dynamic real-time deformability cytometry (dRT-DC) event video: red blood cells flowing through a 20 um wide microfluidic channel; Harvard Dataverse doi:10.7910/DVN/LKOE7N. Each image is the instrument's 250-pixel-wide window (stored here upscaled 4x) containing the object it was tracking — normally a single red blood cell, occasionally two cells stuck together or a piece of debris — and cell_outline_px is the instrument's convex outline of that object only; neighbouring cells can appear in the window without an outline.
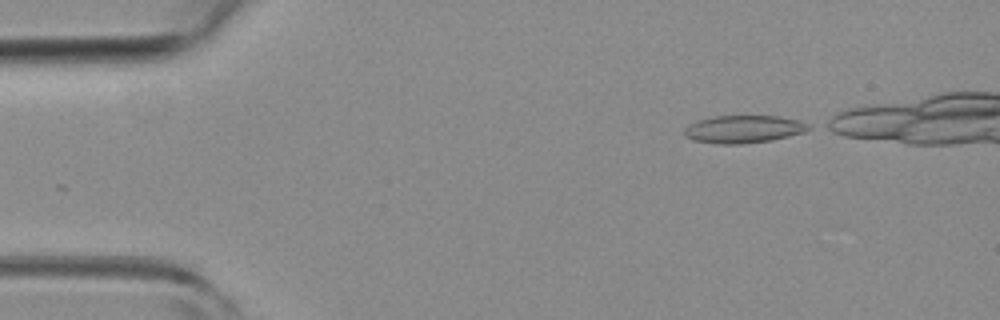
{"species": "common noctule bat (a hibernating species)", "species_latin": "Nyctalus noctula", "temperature_condition": "room temperature", "stored_images_in_passage": 20, "camera_frame_rate_fps": 3000, "um_per_image_px": 0.085, "animal": {"sex": "female", "body_mass_g": 19.3, "forearm_length_mm": 54.1}, "frame": {"image": 1, "passage_image": 1, "time_ms": 0.0, "image_size_px": [1000, 320], "cell_outline_px": [[812, 128], [804, 132], [772, 140], [740, 144], [716, 144], [692, 140], [684, 136], [684, 128], [688, 124], [696, 120], [712, 116], [780, 116], [800, 120], [808, 124]], "centroid_in_image_um": [63.17, 10.97], "position_along_channel_um": 21.8, "area_um2": 20.29}}
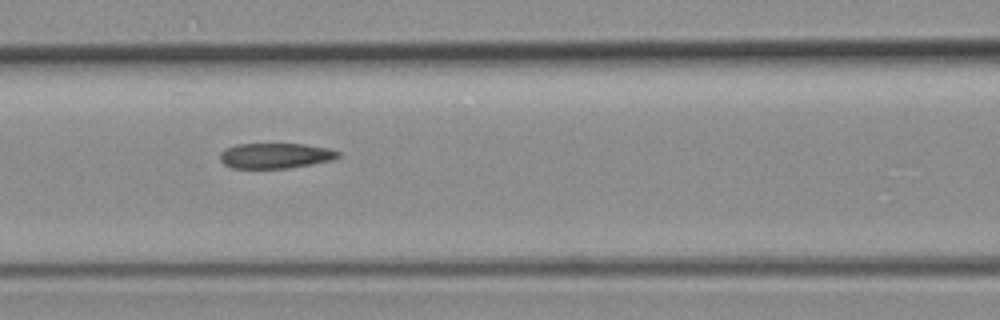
{"frame": {"image": 2, "passage_image": 16, "time_ms": 5.0, "image_size_px": [1000, 320], "cell_outline_px": [[340, 156], [332, 160], [312, 164], [288, 168], [232, 168], [224, 164], [220, 160], [220, 152], [224, 148], [236, 144], [304, 144], [328, 148], [340, 152]], "centroid_in_image_um": [23.39, 13.23], "position_along_channel_um": 143.2, "area_um2": 17.51}}
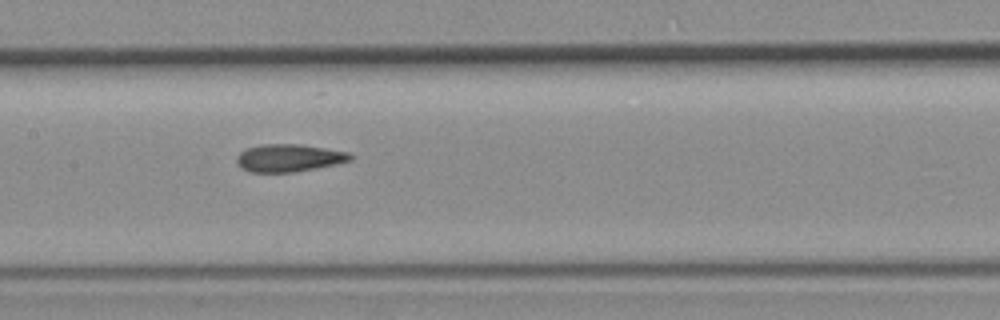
{"frame": {"image": 3, "passage_image": 19, "time_ms": 6.0, "image_size_px": [1000, 320], "cell_outline_px": [[356, 156], [352, 160], [336, 164], [296, 172], [248, 172], [240, 168], [236, 164], [236, 156], [240, 152], [248, 148], [260, 144], [300, 144], [348, 152]], "centroid_in_image_um": [24.54, 13.43], "position_along_channel_um": 182.9, "area_um2": 18.5}}